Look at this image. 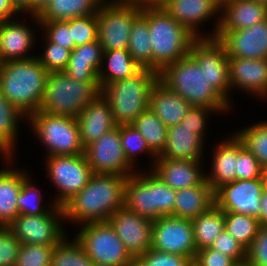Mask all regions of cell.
Returning a JSON list of instances; mask_svg holds the SVG:
<instances>
[{"mask_svg":"<svg viewBox=\"0 0 267 266\" xmlns=\"http://www.w3.org/2000/svg\"><path fill=\"white\" fill-rule=\"evenodd\" d=\"M160 6L197 38H214L218 31L221 5L216 0H166ZM213 16L216 20L213 33L203 35L200 25Z\"/></svg>","mask_w":267,"mask_h":266,"instance_id":"16","label":"cell"},{"mask_svg":"<svg viewBox=\"0 0 267 266\" xmlns=\"http://www.w3.org/2000/svg\"><path fill=\"white\" fill-rule=\"evenodd\" d=\"M69 28L75 46L98 40L97 13L69 20Z\"/></svg>","mask_w":267,"mask_h":266,"instance_id":"44","label":"cell"},{"mask_svg":"<svg viewBox=\"0 0 267 266\" xmlns=\"http://www.w3.org/2000/svg\"><path fill=\"white\" fill-rule=\"evenodd\" d=\"M121 145L124 150L128 162L134 167L136 156L141 153H147L153 159V164L157 159V155L149 148L142 134L132 125H120Z\"/></svg>","mask_w":267,"mask_h":266,"instance_id":"39","label":"cell"},{"mask_svg":"<svg viewBox=\"0 0 267 266\" xmlns=\"http://www.w3.org/2000/svg\"><path fill=\"white\" fill-rule=\"evenodd\" d=\"M15 20L0 22V58L2 62L24 60L37 56L29 55V51L36 41L33 28L22 23L19 19Z\"/></svg>","mask_w":267,"mask_h":266,"instance_id":"23","label":"cell"},{"mask_svg":"<svg viewBox=\"0 0 267 266\" xmlns=\"http://www.w3.org/2000/svg\"><path fill=\"white\" fill-rule=\"evenodd\" d=\"M49 72L37 57L3 62L0 91L27 117L39 110Z\"/></svg>","mask_w":267,"mask_h":266,"instance_id":"2","label":"cell"},{"mask_svg":"<svg viewBox=\"0 0 267 266\" xmlns=\"http://www.w3.org/2000/svg\"><path fill=\"white\" fill-rule=\"evenodd\" d=\"M190 105L181 95L169 89L159 79L150 92L149 108L167 127L179 124Z\"/></svg>","mask_w":267,"mask_h":266,"instance_id":"26","label":"cell"},{"mask_svg":"<svg viewBox=\"0 0 267 266\" xmlns=\"http://www.w3.org/2000/svg\"><path fill=\"white\" fill-rule=\"evenodd\" d=\"M55 246L21 244L15 266H51Z\"/></svg>","mask_w":267,"mask_h":266,"instance_id":"45","label":"cell"},{"mask_svg":"<svg viewBox=\"0 0 267 266\" xmlns=\"http://www.w3.org/2000/svg\"><path fill=\"white\" fill-rule=\"evenodd\" d=\"M246 260L254 266H267V225L260 226L255 239L247 249Z\"/></svg>","mask_w":267,"mask_h":266,"instance_id":"51","label":"cell"},{"mask_svg":"<svg viewBox=\"0 0 267 266\" xmlns=\"http://www.w3.org/2000/svg\"><path fill=\"white\" fill-rule=\"evenodd\" d=\"M76 120L84 147L118 126L112 115L109 101L102 93L80 112Z\"/></svg>","mask_w":267,"mask_h":266,"instance_id":"22","label":"cell"},{"mask_svg":"<svg viewBox=\"0 0 267 266\" xmlns=\"http://www.w3.org/2000/svg\"><path fill=\"white\" fill-rule=\"evenodd\" d=\"M7 168V169H5ZM0 170V226L8 227L19 215L18 197L23 181L29 176L26 171L9 169L8 165Z\"/></svg>","mask_w":267,"mask_h":266,"instance_id":"28","label":"cell"},{"mask_svg":"<svg viewBox=\"0 0 267 266\" xmlns=\"http://www.w3.org/2000/svg\"><path fill=\"white\" fill-rule=\"evenodd\" d=\"M102 46L99 40L76 46L71 51L69 59L92 60V64L100 70L102 67Z\"/></svg>","mask_w":267,"mask_h":266,"instance_id":"54","label":"cell"},{"mask_svg":"<svg viewBox=\"0 0 267 266\" xmlns=\"http://www.w3.org/2000/svg\"><path fill=\"white\" fill-rule=\"evenodd\" d=\"M141 13L147 18L152 49V70L160 73L169 64L189 55L197 39L161 6H144Z\"/></svg>","mask_w":267,"mask_h":266,"instance_id":"3","label":"cell"},{"mask_svg":"<svg viewBox=\"0 0 267 266\" xmlns=\"http://www.w3.org/2000/svg\"><path fill=\"white\" fill-rule=\"evenodd\" d=\"M108 222L134 259L151 248L152 220L123 207L112 214Z\"/></svg>","mask_w":267,"mask_h":266,"instance_id":"17","label":"cell"},{"mask_svg":"<svg viewBox=\"0 0 267 266\" xmlns=\"http://www.w3.org/2000/svg\"><path fill=\"white\" fill-rule=\"evenodd\" d=\"M229 58L267 59V19L249 28L217 31Z\"/></svg>","mask_w":267,"mask_h":266,"instance_id":"18","label":"cell"},{"mask_svg":"<svg viewBox=\"0 0 267 266\" xmlns=\"http://www.w3.org/2000/svg\"><path fill=\"white\" fill-rule=\"evenodd\" d=\"M103 0H50L39 21H67L96 14Z\"/></svg>","mask_w":267,"mask_h":266,"instance_id":"32","label":"cell"},{"mask_svg":"<svg viewBox=\"0 0 267 266\" xmlns=\"http://www.w3.org/2000/svg\"><path fill=\"white\" fill-rule=\"evenodd\" d=\"M142 6L117 4L103 0L97 11L98 40L103 51L128 49L134 20Z\"/></svg>","mask_w":267,"mask_h":266,"instance_id":"10","label":"cell"},{"mask_svg":"<svg viewBox=\"0 0 267 266\" xmlns=\"http://www.w3.org/2000/svg\"><path fill=\"white\" fill-rule=\"evenodd\" d=\"M229 81L231 90L240 89L244 93L265 99L267 59L229 58Z\"/></svg>","mask_w":267,"mask_h":266,"instance_id":"19","label":"cell"},{"mask_svg":"<svg viewBox=\"0 0 267 266\" xmlns=\"http://www.w3.org/2000/svg\"><path fill=\"white\" fill-rule=\"evenodd\" d=\"M264 176H265V179H266V185H267V170L264 171Z\"/></svg>","mask_w":267,"mask_h":266,"instance_id":"64","label":"cell"},{"mask_svg":"<svg viewBox=\"0 0 267 266\" xmlns=\"http://www.w3.org/2000/svg\"><path fill=\"white\" fill-rule=\"evenodd\" d=\"M220 113L217 109H211L202 106H192L188 113L182 118L180 124L185 125L195 134L200 136L205 141V131H207V123L209 114Z\"/></svg>","mask_w":267,"mask_h":266,"instance_id":"48","label":"cell"},{"mask_svg":"<svg viewBox=\"0 0 267 266\" xmlns=\"http://www.w3.org/2000/svg\"><path fill=\"white\" fill-rule=\"evenodd\" d=\"M201 162L203 161L157 158L150 170L170 188L179 191L201 185L206 180V173L202 170Z\"/></svg>","mask_w":267,"mask_h":266,"instance_id":"21","label":"cell"},{"mask_svg":"<svg viewBox=\"0 0 267 266\" xmlns=\"http://www.w3.org/2000/svg\"><path fill=\"white\" fill-rule=\"evenodd\" d=\"M166 0H148V6H160Z\"/></svg>","mask_w":267,"mask_h":266,"instance_id":"60","label":"cell"},{"mask_svg":"<svg viewBox=\"0 0 267 266\" xmlns=\"http://www.w3.org/2000/svg\"><path fill=\"white\" fill-rule=\"evenodd\" d=\"M126 178L93 174L87 185L62 206L64 221L79 225L108 221L124 207Z\"/></svg>","mask_w":267,"mask_h":266,"instance_id":"1","label":"cell"},{"mask_svg":"<svg viewBox=\"0 0 267 266\" xmlns=\"http://www.w3.org/2000/svg\"><path fill=\"white\" fill-rule=\"evenodd\" d=\"M151 248L187 256L193 261L197 249L191 220L169 215L153 221Z\"/></svg>","mask_w":267,"mask_h":266,"instance_id":"14","label":"cell"},{"mask_svg":"<svg viewBox=\"0 0 267 266\" xmlns=\"http://www.w3.org/2000/svg\"><path fill=\"white\" fill-rule=\"evenodd\" d=\"M220 5L230 1V0H216Z\"/></svg>","mask_w":267,"mask_h":266,"instance_id":"62","label":"cell"},{"mask_svg":"<svg viewBox=\"0 0 267 266\" xmlns=\"http://www.w3.org/2000/svg\"><path fill=\"white\" fill-rule=\"evenodd\" d=\"M37 26L44 29L46 38L53 43L63 46L71 51L76 47L72 39L69 20L67 21H39L36 15H31Z\"/></svg>","mask_w":267,"mask_h":266,"instance_id":"42","label":"cell"},{"mask_svg":"<svg viewBox=\"0 0 267 266\" xmlns=\"http://www.w3.org/2000/svg\"><path fill=\"white\" fill-rule=\"evenodd\" d=\"M158 79L156 71L142 68L134 76L112 82L101 89L118 126L132 124L149 108L150 92Z\"/></svg>","mask_w":267,"mask_h":266,"instance_id":"5","label":"cell"},{"mask_svg":"<svg viewBox=\"0 0 267 266\" xmlns=\"http://www.w3.org/2000/svg\"><path fill=\"white\" fill-rule=\"evenodd\" d=\"M60 220H64L63 208L53 205L45 214H20L8 227L21 244L56 246L67 233Z\"/></svg>","mask_w":267,"mask_h":266,"instance_id":"11","label":"cell"},{"mask_svg":"<svg viewBox=\"0 0 267 266\" xmlns=\"http://www.w3.org/2000/svg\"><path fill=\"white\" fill-rule=\"evenodd\" d=\"M234 266H254V265H251V264L246 260V261H243V262H238V263H236Z\"/></svg>","mask_w":267,"mask_h":266,"instance_id":"61","label":"cell"},{"mask_svg":"<svg viewBox=\"0 0 267 266\" xmlns=\"http://www.w3.org/2000/svg\"><path fill=\"white\" fill-rule=\"evenodd\" d=\"M127 50L140 67L152 70L149 26L147 18L142 13L134 20Z\"/></svg>","mask_w":267,"mask_h":266,"instance_id":"34","label":"cell"},{"mask_svg":"<svg viewBox=\"0 0 267 266\" xmlns=\"http://www.w3.org/2000/svg\"><path fill=\"white\" fill-rule=\"evenodd\" d=\"M224 219L225 230L247 250L260 228L258 218L250 215L224 212Z\"/></svg>","mask_w":267,"mask_h":266,"instance_id":"37","label":"cell"},{"mask_svg":"<svg viewBox=\"0 0 267 266\" xmlns=\"http://www.w3.org/2000/svg\"><path fill=\"white\" fill-rule=\"evenodd\" d=\"M134 266H193V261L187 256L150 248L134 259Z\"/></svg>","mask_w":267,"mask_h":266,"instance_id":"43","label":"cell"},{"mask_svg":"<svg viewBox=\"0 0 267 266\" xmlns=\"http://www.w3.org/2000/svg\"><path fill=\"white\" fill-rule=\"evenodd\" d=\"M204 145L200 136L179 123L168 127L164 150L157 158L202 161Z\"/></svg>","mask_w":267,"mask_h":266,"instance_id":"25","label":"cell"},{"mask_svg":"<svg viewBox=\"0 0 267 266\" xmlns=\"http://www.w3.org/2000/svg\"><path fill=\"white\" fill-rule=\"evenodd\" d=\"M128 176L125 183L124 207L141 217L156 220L155 173L151 170Z\"/></svg>","mask_w":267,"mask_h":266,"instance_id":"20","label":"cell"},{"mask_svg":"<svg viewBox=\"0 0 267 266\" xmlns=\"http://www.w3.org/2000/svg\"><path fill=\"white\" fill-rule=\"evenodd\" d=\"M189 55L203 68L209 84L231 105L229 57L224 45L216 38H197Z\"/></svg>","mask_w":267,"mask_h":266,"instance_id":"12","label":"cell"},{"mask_svg":"<svg viewBox=\"0 0 267 266\" xmlns=\"http://www.w3.org/2000/svg\"><path fill=\"white\" fill-rule=\"evenodd\" d=\"M15 9L20 13H25L30 15V1L31 0H10Z\"/></svg>","mask_w":267,"mask_h":266,"instance_id":"58","label":"cell"},{"mask_svg":"<svg viewBox=\"0 0 267 266\" xmlns=\"http://www.w3.org/2000/svg\"><path fill=\"white\" fill-rule=\"evenodd\" d=\"M132 125L142 134L149 148L159 156L164 150L168 127L148 108Z\"/></svg>","mask_w":267,"mask_h":266,"instance_id":"35","label":"cell"},{"mask_svg":"<svg viewBox=\"0 0 267 266\" xmlns=\"http://www.w3.org/2000/svg\"><path fill=\"white\" fill-rule=\"evenodd\" d=\"M64 72L78 81H98L99 70L92 64V60L69 59Z\"/></svg>","mask_w":267,"mask_h":266,"instance_id":"52","label":"cell"},{"mask_svg":"<svg viewBox=\"0 0 267 266\" xmlns=\"http://www.w3.org/2000/svg\"><path fill=\"white\" fill-rule=\"evenodd\" d=\"M265 178L258 159L237 139V179Z\"/></svg>","mask_w":267,"mask_h":266,"instance_id":"46","label":"cell"},{"mask_svg":"<svg viewBox=\"0 0 267 266\" xmlns=\"http://www.w3.org/2000/svg\"><path fill=\"white\" fill-rule=\"evenodd\" d=\"M210 248L231 257L236 263L246 261L247 250L226 230L214 240Z\"/></svg>","mask_w":267,"mask_h":266,"instance_id":"50","label":"cell"},{"mask_svg":"<svg viewBox=\"0 0 267 266\" xmlns=\"http://www.w3.org/2000/svg\"><path fill=\"white\" fill-rule=\"evenodd\" d=\"M51 266H96L80 243L65 236L53 249Z\"/></svg>","mask_w":267,"mask_h":266,"instance_id":"38","label":"cell"},{"mask_svg":"<svg viewBox=\"0 0 267 266\" xmlns=\"http://www.w3.org/2000/svg\"><path fill=\"white\" fill-rule=\"evenodd\" d=\"M265 178L238 180L219 187L215 192V205L223 212L260 217L261 196Z\"/></svg>","mask_w":267,"mask_h":266,"instance_id":"15","label":"cell"},{"mask_svg":"<svg viewBox=\"0 0 267 266\" xmlns=\"http://www.w3.org/2000/svg\"><path fill=\"white\" fill-rule=\"evenodd\" d=\"M45 159L49 180L58 193L52 202L62 207L87 185L93 175L92 169L84 154L47 156Z\"/></svg>","mask_w":267,"mask_h":266,"instance_id":"9","label":"cell"},{"mask_svg":"<svg viewBox=\"0 0 267 266\" xmlns=\"http://www.w3.org/2000/svg\"><path fill=\"white\" fill-rule=\"evenodd\" d=\"M255 1H257V2H260V3H262V4H265V5H267V0H255Z\"/></svg>","mask_w":267,"mask_h":266,"instance_id":"63","label":"cell"},{"mask_svg":"<svg viewBox=\"0 0 267 266\" xmlns=\"http://www.w3.org/2000/svg\"><path fill=\"white\" fill-rule=\"evenodd\" d=\"M267 19V5L255 0H230L221 5L218 31L249 28Z\"/></svg>","mask_w":267,"mask_h":266,"instance_id":"24","label":"cell"},{"mask_svg":"<svg viewBox=\"0 0 267 266\" xmlns=\"http://www.w3.org/2000/svg\"><path fill=\"white\" fill-rule=\"evenodd\" d=\"M112 3L117 4H132V5H139V6H148V0H107Z\"/></svg>","mask_w":267,"mask_h":266,"instance_id":"59","label":"cell"},{"mask_svg":"<svg viewBox=\"0 0 267 266\" xmlns=\"http://www.w3.org/2000/svg\"><path fill=\"white\" fill-rule=\"evenodd\" d=\"M176 192L155 174L156 220L162 216H174Z\"/></svg>","mask_w":267,"mask_h":266,"instance_id":"47","label":"cell"},{"mask_svg":"<svg viewBox=\"0 0 267 266\" xmlns=\"http://www.w3.org/2000/svg\"><path fill=\"white\" fill-rule=\"evenodd\" d=\"M100 93L99 81H78L65 72H51L38 111L77 118Z\"/></svg>","mask_w":267,"mask_h":266,"instance_id":"6","label":"cell"},{"mask_svg":"<svg viewBox=\"0 0 267 266\" xmlns=\"http://www.w3.org/2000/svg\"><path fill=\"white\" fill-rule=\"evenodd\" d=\"M229 138L215 145L210 173L205 174V179L214 192L237 179V137L233 134Z\"/></svg>","mask_w":267,"mask_h":266,"instance_id":"27","label":"cell"},{"mask_svg":"<svg viewBox=\"0 0 267 266\" xmlns=\"http://www.w3.org/2000/svg\"><path fill=\"white\" fill-rule=\"evenodd\" d=\"M43 53L41 56H36L38 61L45 67V69L51 72H64L67 68L71 50L64 48L61 45L50 42L45 36Z\"/></svg>","mask_w":267,"mask_h":266,"instance_id":"41","label":"cell"},{"mask_svg":"<svg viewBox=\"0 0 267 266\" xmlns=\"http://www.w3.org/2000/svg\"><path fill=\"white\" fill-rule=\"evenodd\" d=\"M26 121L45 146L46 157L84 154L85 147L76 118L37 111L30 114Z\"/></svg>","mask_w":267,"mask_h":266,"instance_id":"7","label":"cell"},{"mask_svg":"<svg viewBox=\"0 0 267 266\" xmlns=\"http://www.w3.org/2000/svg\"><path fill=\"white\" fill-rule=\"evenodd\" d=\"M236 262L229 256L210 247L196 252L193 266H234Z\"/></svg>","mask_w":267,"mask_h":266,"instance_id":"53","label":"cell"},{"mask_svg":"<svg viewBox=\"0 0 267 266\" xmlns=\"http://www.w3.org/2000/svg\"><path fill=\"white\" fill-rule=\"evenodd\" d=\"M18 13L10 0H0V22L13 20Z\"/></svg>","mask_w":267,"mask_h":266,"instance_id":"55","label":"cell"},{"mask_svg":"<svg viewBox=\"0 0 267 266\" xmlns=\"http://www.w3.org/2000/svg\"><path fill=\"white\" fill-rule=\"evenodd\" d=\"M234 135L258 159L262 169L267 170V120L251 124Z\"/></svg>","mask_w":267,"mask_h":266,"instance_id":"36","label":"cell"},{"mask_svg":"<svg viewBox=\"0 0 267 266\" xmlns=\"http://www.w3.org/2000/svg\"><path fill=\"white\" fill-rule=\"evenodd\" d=\"M23 118L27 119V116L12 105L0 91V154L6 158L5 161L8 165L14 161L12 157L16 153L18 125L20 120H24Z\"/></svg>","mask_w":267,"mask_h":266,"instance_id":"30","label":"cell"},{"mask_svg":"<svg viewBox=\"0 0 267 266\" xmlns=\"http://www.w3.org/2000/svg\"><path fill=\"white\" fill-rule=\"evenodd\" d=\"M101 65L102 67L98 73L101 89L112 82L132 77L142 69L133 60L127 49L103 51Z\"/></svg>","mask_w":267,"mask_h":266,"instance_id":"31","label":"cell"},{"mask_svg":"<svg viewBox=\"0 0 267 266\" xmlns=\"http://www.w3.org/2000/svg\"><path fill=\"white\" fill-rule=\"evenodd\" d=\"M261 210L258 218L260 226L267 225V185L265 186L261 196Z\"/></svg>","mask_w":267,"mask_h":266,"instance_id":"56","label":"cell"},{"mask_svg":"<svg viewBox=\"0 0 267 266\" xmlns=\"http://www.w3.org/2000/svg\"><path fill=\"white\" fill-rule=\"evenodd\" d=\"M191 222L197 251L211 247L214 240L225 230L224 212L216 205Z\"/></svg>","mask_w":267,"mask_h":266,"instance_id":"33","label":"cell"},{"mask_svg":"<svg viewBox=\"0 0 267 266\" xmlns=\"http://www.w3.org/2000/svg\"><path fill=\"white\" fill-rule=\"evenodd\" d=\"M20 247L11 229L0 226V266H15Z\"/></svg>","mask_w":267,"mask_h":266,"instance_id":"49","label":"cell"},{"mask_svg":"<svg viewBox=\"0 0 267 266\" xmlns=\"http://www.w3.org/2000/svg\"><path fill=\"white\" fill-rule=\"evenodd\" d=\"M84 155L93 174L128 177L135 172L121 145L120 125L85 147Z\"/></svg>","mask_w":267,"mask_h":266,"instance_id":"13","label":"cell"},{"mask_svg":"<svg viewBox=\"0 0 267 266\" xmlns=\"http://www.w3.org/2000/svg\"><path fill=\"white\" fill-rule=\"evenodd\" d=\"M80 226L75 239L96 266H134V258L108 221Z\"/></svg>","mask_w":267,"mask_h":266,"instance_id":"8","label":"cell"},{"mask_svg":"<svg viewBox=\"0 0 267 266\" xmlns=\"http://www.w3.org/2000/svg\"><path fill=\"white\" fill-rule=\"evenodd\" d=\"M174 216L192 220L215 205L214 191L205 180L201 185L176 192Z\"/></svg>","mask_w":267,"mask_h":266,"instance_id":"29","label":"cell"},{"mask_svg":"<svg viewBox=\"0 0 267 266\" xmlns=\"http://www.w3.org/2000/svg\"><path fill=\"white\" fill-rule=\"evenodd\" d=\"M159 80L169 89L181 95L190 105L230 110V104L209 84L203 68L187 55L169 64L160 73Z\"/></svg>","mask_w":267,"mask_h":266,"instance_id":"4","label":"cell"},{"mask_svg":"<svg viewBox=\"0 0 267 266\" xmlns=\"http://www.w3.org/2000/svg\"><path fill=\"white\" fill-rule=\"evenodd\" d=\"M30 178L31 175H29L22 183V188L18 197L19 215L45 214L55 204L52 202L51 204H49V206H47L48 208L42 204L41 200L43 199L41 197V191L36 184L32 183Z\"/></svg>","mask_w":267,"mask_h":266,"instance_id":"40","label":"cell"},{"mask_svg":"<svg viewBox=\"0 0 267 266\" xmlns=\"http://www.w3.org/2000/svg\"><path fill=\"white\" fill-rule=\"evenodd\" d=\"M50 0H31L30 1V16H38L49 4Z\"/></svg>","mask_w":267,"mask_h":266,"instance_id":"57","label":"cell"}]
</instances>
